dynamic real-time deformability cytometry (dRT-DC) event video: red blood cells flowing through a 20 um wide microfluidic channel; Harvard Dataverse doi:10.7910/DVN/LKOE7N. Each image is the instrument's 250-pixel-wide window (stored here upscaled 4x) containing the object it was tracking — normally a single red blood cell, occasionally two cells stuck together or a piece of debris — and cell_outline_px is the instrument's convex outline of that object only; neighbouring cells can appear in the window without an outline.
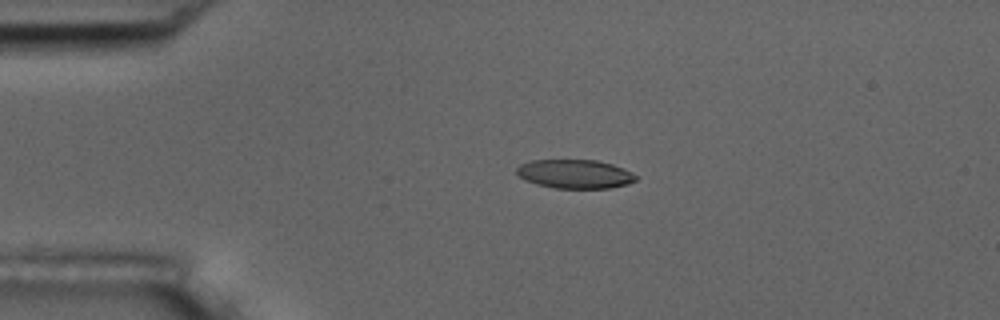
{"species": "common noctule bat (a hibernating species)", "species_latin": "Nyctalus noctula", "temperature_condition": "room temperature", "stored_images_in_passage": 54, "camera_frame_rate_fps": 3000, "um_per_image_px": 0.085, "animal": {"sex": "male", "body_mass_g": 17.5, "forearm_length_mm": 52.3}, "frame": {"image": 1, "passage_image": 12, "time_ms": 3.667, "image_size_px": [1000, 320], "cell_outline_px": [[636, 180], [628, 184], [612, 188], [556, 188], [536, 184], [524, 180], [516, 172], [516, 168], [520, 164], [532, 160], [596, 160], [612, 164], [624, 168], [632, 172], [636, 176]], "centroid_in_image_um": [48.87, 14.79], "position_along_channel_um": 36.1, "area_um2": 20.11}}
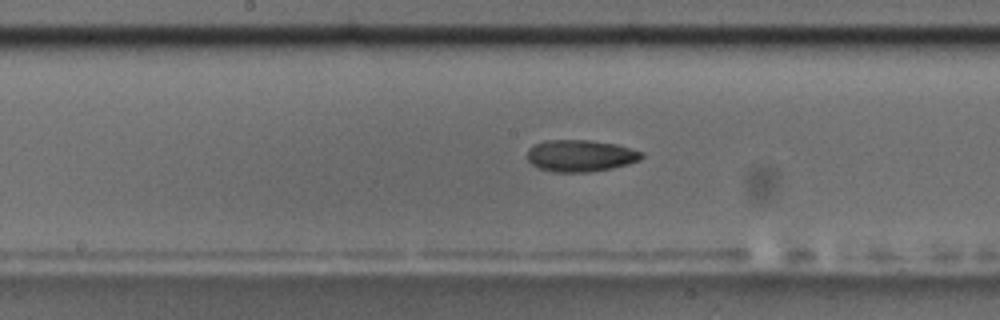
{"frame": {"image": 2, "passage_image": 28, "time_ms": 9.0, "image_size_px": [1000, 320], "cell_outline_px": [[644, 156], [640, 160], [628, 164], [612, 168], [588, 172], [552, 172], [540, 168], [532, 164], [528, 160], [528, 148], [544, 140], [588, 140], [616, 144], [644, 152]], "centroid_in_image_um": [49.36, 13.23], "position_along_channel_um": 198.8, "area_um2": 21.21}}
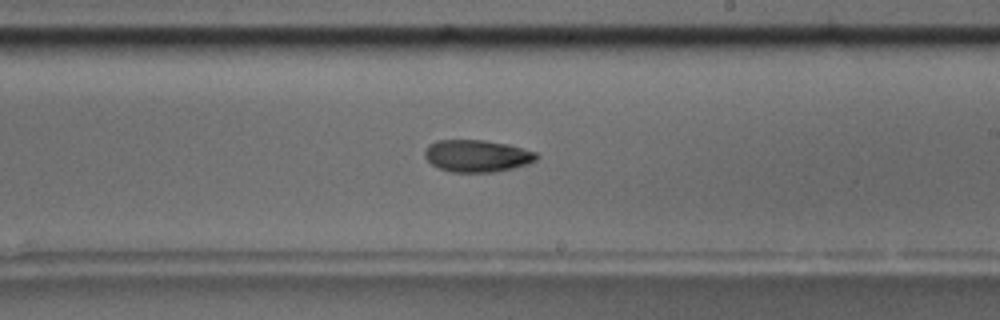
{"frame": {"image": 3, "passage_image": 32, "time_ms": 10.333, "image_size_px": [1000, 320], "cell_outline_px": [[540, 156], [536, 160], [528, 164], [512, 168], [492, 172], [452, 172], [440, 168], [432, 164], [424, 156], [424, 148], [428, 144], [436, 140], [484, 140], [508, 144], [536, 152]], "centroid_in_image_um": [40.54, 13.24], "position_along_channel_um": 248.5, "area_um2": 20.98}, "authors_computed_cell_mechanics": {"area_um2": 20.9236, "velocity_mm_per_s": 3.736, "shape_relaxation_time_tau1_ms": 5.2416, "shape_relaxation_time_tau2_ms": 6.4617, "deformation_change_tau1": 0.1469, "deformation_change_tau2": 0.1004}}